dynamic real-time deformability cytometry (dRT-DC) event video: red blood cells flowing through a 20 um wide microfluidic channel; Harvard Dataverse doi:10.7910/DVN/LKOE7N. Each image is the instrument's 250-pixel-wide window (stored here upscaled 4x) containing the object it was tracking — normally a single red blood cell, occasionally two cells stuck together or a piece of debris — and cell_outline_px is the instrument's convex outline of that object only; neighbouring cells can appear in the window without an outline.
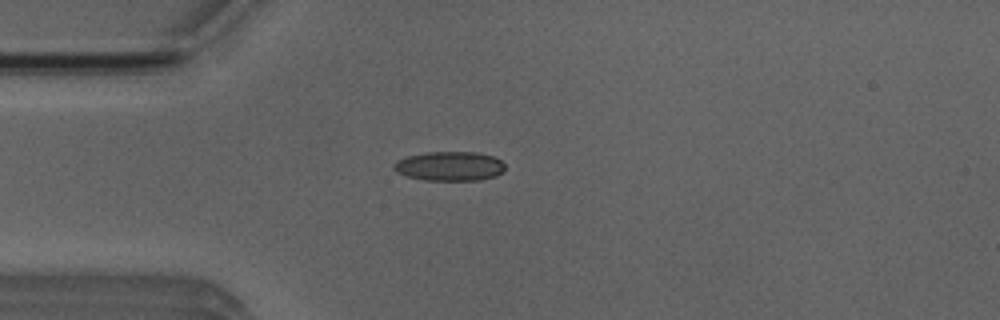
{"species": "Egyptian fruit bat (a non-hibernating species)", "species_latin": "Rousettus aegyptiacus", "temperature_condition": "room temperature", "stored_images_in_passage": 4, "camera_frame_rate_fps": 3000, "um_per_image_px": 0.085, "animal": {"sex": "male"}, "frame": {"image": 1, "passage_image": 4, "time_ms": 3.333, "image_size_px": [1000, 320], "cell_outline_px": [[504, 168], [496, 176], [480, 180], [424, 180], [408, 176], [396, 172], [392, 168], [392, 164], [396, 160], [408, 156], [428, 152], [476, 152], [492, 156], [500, 160], [504, 164]], "centroid_in_image_um": [38.18, 14.12], "position_along_channel_um": 46.8, "area_um2": 18.96}}